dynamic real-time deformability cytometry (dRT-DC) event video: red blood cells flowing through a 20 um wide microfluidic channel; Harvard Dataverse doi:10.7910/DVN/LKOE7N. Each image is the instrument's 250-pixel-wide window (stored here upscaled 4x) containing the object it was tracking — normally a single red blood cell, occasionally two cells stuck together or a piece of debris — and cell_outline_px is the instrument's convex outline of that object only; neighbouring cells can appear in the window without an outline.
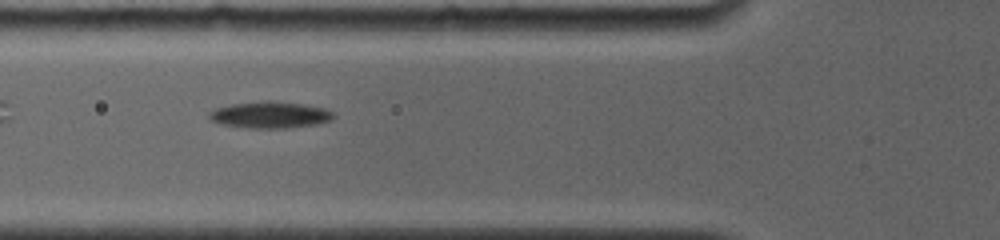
{"species": "common noctule bat (a hibernating species)", "species_latin": "Nyctalus noctula", "temperature_condition": "room temperature", "stored_images_in_passage": 5, "camera_frame_rate_fps": 4000, "um_per_image_px": 0.085, "animal": {"sex": "female", "body_mass_g": 19.0, "forearm_length_mm": 56.7}, "frame": {"image": 1, "passage_image": 3, "time_ms": 2.0, "image_size_px": [1000, 240], "cell_outline_px": [[336, 116], [332, 120], [316, 124], [288, 128], [248, 128], [220, 124], [212, 120], [208, 116], [208, 112], [216, 108], [232, 104], [268, 100], [304, 104], [324, 108], [332, 112]], "centroid_in_image_um": [22.96, 9.76], "position_along_channel_um": 102.8, "area_um2": 19.31}}
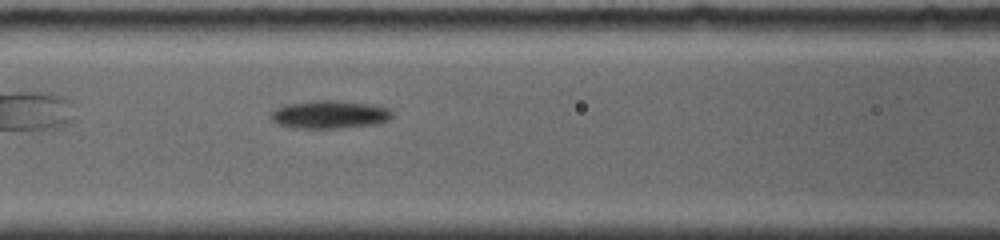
{"frame": {"image": 2, "passage_image": 4, "time_ms": 3.0, "image_size_px": [1000, 240], "cell_outline_px": [[392, 116], [388, 120], [380, 124], [340, 128], [296, 128], [276, 124], [272, 120], [272, 112], [276, 108], [288, 104], [312, 100], [336, 100], [372, 104], [388, 108], [392, 112]], "centroid_in_image_um": [28.05, 9.73], "position_along_channel_um": 138.6, "area_um2": 19.94}}
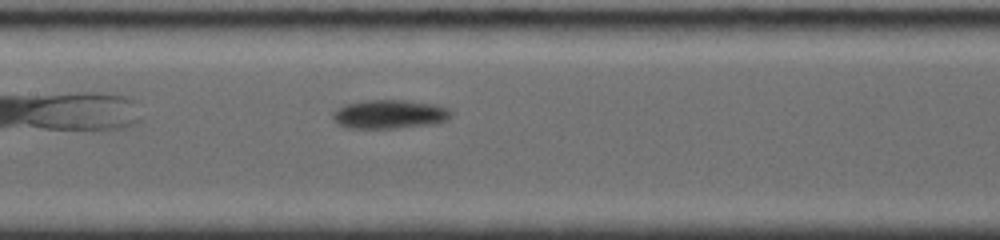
{"frame": {"image": 3, "passage_image": 5, "time_ms": 4.0, "image_size_px": [1000, 240], "cell_outline_px": [[452, 116], [448, 120], [436, 124], [396, 128], [348, 128], [336, 124], [332, 120], [332, 112], [344, 104], [364, 100], [404, 100], [432, 104], [448, 108], [452, 112]], "centroid_in_image_um": [33.09, 9.72], "position_along_channel_um": 174.3, "area_um2": 20.17}}